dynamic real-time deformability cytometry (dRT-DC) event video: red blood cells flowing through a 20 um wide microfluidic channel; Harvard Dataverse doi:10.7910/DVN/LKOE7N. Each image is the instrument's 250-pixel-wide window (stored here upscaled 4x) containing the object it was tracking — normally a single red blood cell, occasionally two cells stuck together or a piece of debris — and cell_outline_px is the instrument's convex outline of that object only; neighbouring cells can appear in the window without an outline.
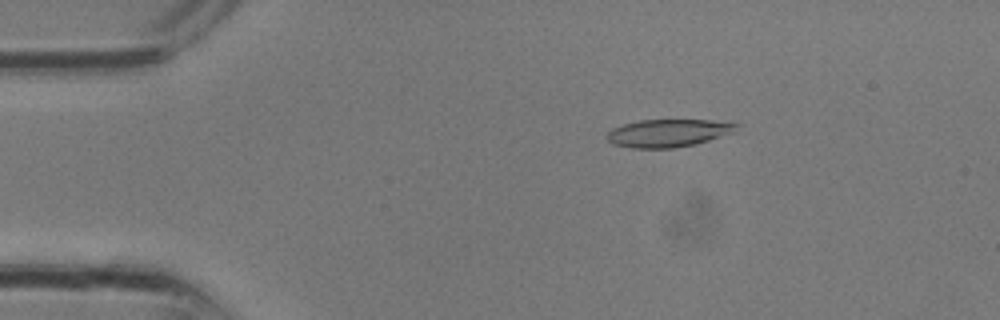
{"species": "common noctule bat (a hibernating species)", "species_latin": "Nyctalus noctula", "temperature_condition": "room temperature", "stored_images_in_passage": 18, "camera_frame_rate_fps": 3000, "um_per_image_px": 0.085, "animal": {"sex": "male", "body_mass_g": 13.3}, "frame": {"image": 1, "passage_image": 5, "time_ms": 1.333, "image_size_px": [1000, 320], "cell_outline_px": [[740, 124], [736, 132], [696, 144], [672, 148], [632, 148], [612, 144], [604, 136], [612, 128], [624, 124], [640, 120], [712, 120]], "centroid_in_image_um": [56.81, 11.31], "position_along_channel_um": 28.2, "area_um2": 21.1}}
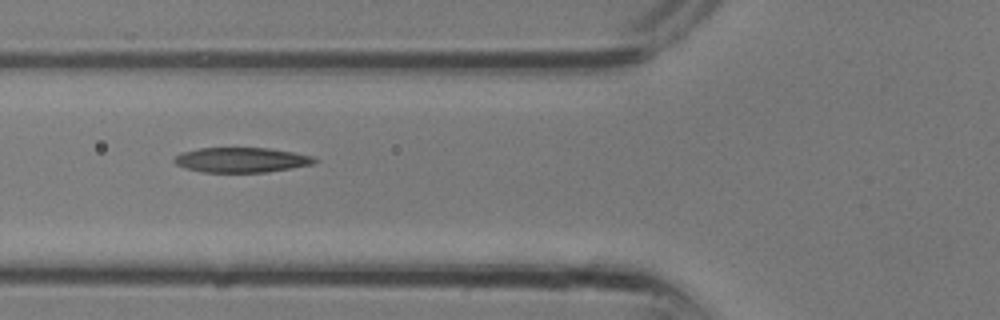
{"frame": {"image": 2, "passage_image": 11, "time_ms": 3.333, "image_size_px": [1000, 320], "cell_outline_px": [[320, 160], [312, 164], [268, 172], [204, 172], [188, 168], [176, 164], [172, 160], [180, 152], [200, 148], [268, 148], [292, 152], [312, 156]], "centroid_in_image_um": [20.52, 13.59], "position_along_channel_um": 105.3, "area_um2": 20.23}}
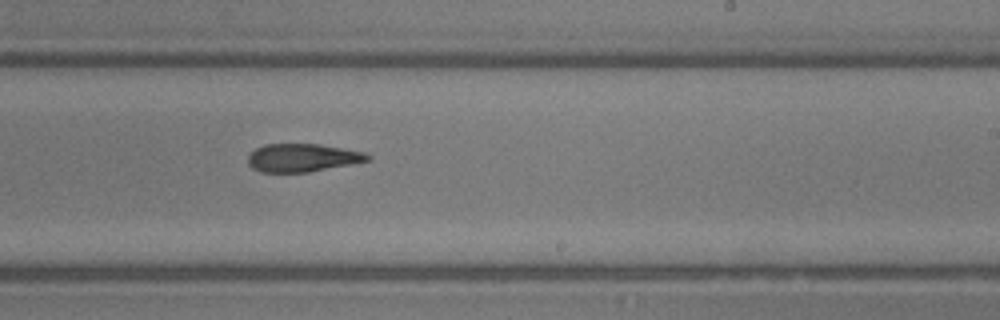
{"frame": {"image": 3, "passage_image": 18, "time_ms": 5.667, "image_size_px": [1000, 320], "cell_outline_px": [[372, 160], [352, 164], [308, 172], [260, 172], [252, 168], [248, 164], [248, 156], [256, 148], [264, 144], [320, 144], [364, 152], [372, 156]], "centroid_in_image_um": [25.72, 13.41], "position_along_channel_um": 263.3, "area_um2": 19.65}}